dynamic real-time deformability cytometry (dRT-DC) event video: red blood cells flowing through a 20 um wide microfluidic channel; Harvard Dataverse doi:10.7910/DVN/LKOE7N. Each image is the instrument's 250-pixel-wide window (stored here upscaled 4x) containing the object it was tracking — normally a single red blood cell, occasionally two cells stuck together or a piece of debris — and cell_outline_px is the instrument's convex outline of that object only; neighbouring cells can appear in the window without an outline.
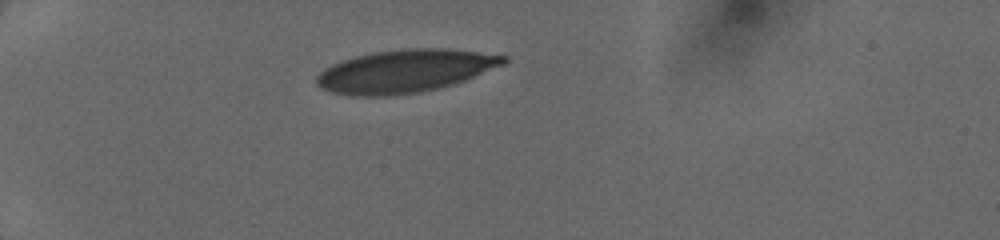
{"species": "human", "species_latin": "Homo sapiens", "temperature_condition": "cold", "stored_images_in_passage": 4, "camera_frame_rate_fps": 3000, "um_per_image_px": 0.085, "donor": {"sex": "female"}, "frame": {"image": 1, "passage_image": 1, "time_ms": 0.0, "image_size_px": [1000, 240], "cell_outline_px": [[508, 60], [504, 64], [464, 80], [452, 84], [420, 92], [388, 96], [352, 96], [332, 92], [320, 88], [316, 84], [316, 76], [324, 68], [332, 64], [356, 56], [372, 52], [404, 48], [448, 48], [508, 56]], "centroid_in_image_um": [34.4, 6.04], "position_along_channel_um": 50.6, "area_um2": 46.64}}
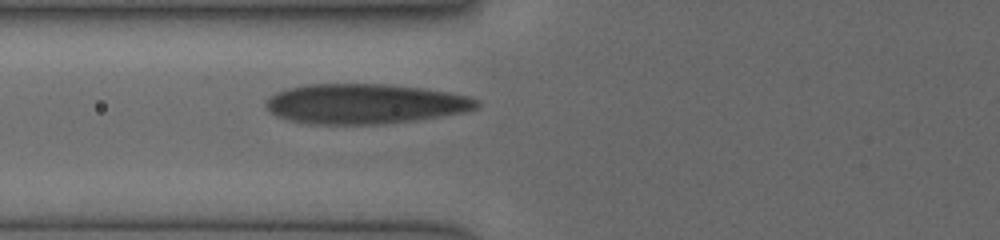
{"frame": {"image": 2, "passage_image": 4, "time_ms": 2.0, "image_size_px": [1000, 240], "cell_outline_px": [[480, 104], [476, 108], [464, 112], [416, 120], [380, 124], [312, 124], [288, 120], [276, 116], [268, 112], [264, 104], [264, 100], [276, 92], [288, 88], [308, 84], [388, 84], [424, 88], [448, 92], [468, 96], [480, 100]], "centroid_in_image_um": [30.98, 8.82], "position_along_channel_um": 94.8, "area_um2": 49.42}}